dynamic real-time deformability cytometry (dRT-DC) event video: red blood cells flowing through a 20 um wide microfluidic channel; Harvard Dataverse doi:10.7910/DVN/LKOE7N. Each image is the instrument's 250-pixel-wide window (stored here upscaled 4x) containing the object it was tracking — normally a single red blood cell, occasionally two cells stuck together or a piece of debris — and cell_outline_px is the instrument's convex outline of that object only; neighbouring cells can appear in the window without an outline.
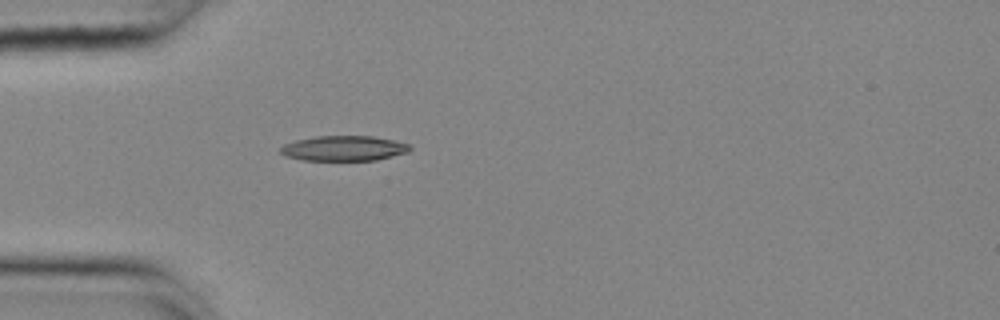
{"species": "common noctule bat (a hibernating species)", "species_latin": "Nyctalus noctula", "temperature_condition": "cold", "stored_images_in_passage": 39, "camera_frame_rate_fps": 3000, "um_per_image_px": 0.085, "animal": {"sex": "female", "body_mass_g": 25.1}, "frame": {"image": 1, "passage_image": 1, "time_ms": 0.0, "image_size_px": [1000, 320], "cell_outline_px": [[412, 148], [408, 152], [376, 160], [304, 160], [284, 156], [280, 152], [280, 148], [284, 144], [296, 140], [316, 136], [372, 136], [392, 140], [408, 144]], "centroid_in_image_um": [29.2, 12.61], "position_along_channel_um": 55.8, "area_um2": 18.84}}
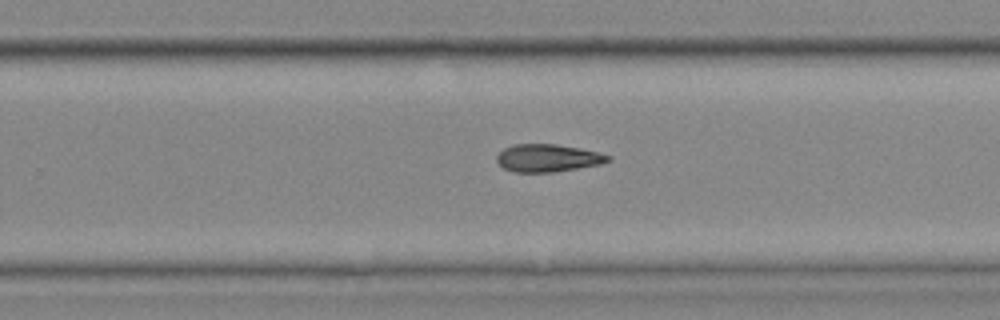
{"frame": {"image": 2, "passage_image": 20, "time_ms": 6.333, "image_size_px": [1000, 320], "cell_outline_px": [[612, 160], [600, 164], [552, 172], [512, 172], [504, 168], [496, 160], [496, 156], [504, 148], [512, 144], [556, 144], [580, 148], [612, 156]], "centroid_in_image_um": [46.55, 13.42], "position_along_channel_um": 283.3, "area_um2": 17.86}}
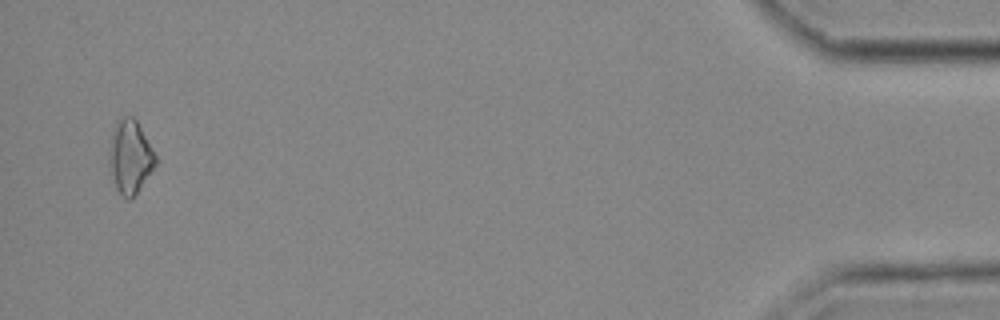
{"frame": {"image": 3, "passage_image": 38, "time_ms": 12.333, "image_size_px": [1000, 320], "cell_outline_px": [[156, 164], [132, 200], [128, 200], [120, 196], [108, 172], [108, 152], [112, 132], [116, 120], [124, 116], [132, 116], [136, 120], [156, 156]], "centroid_in_image_um": [11.0, 13.37], "position_along_channel_um": 424.2, "area_um2": 20.11}}